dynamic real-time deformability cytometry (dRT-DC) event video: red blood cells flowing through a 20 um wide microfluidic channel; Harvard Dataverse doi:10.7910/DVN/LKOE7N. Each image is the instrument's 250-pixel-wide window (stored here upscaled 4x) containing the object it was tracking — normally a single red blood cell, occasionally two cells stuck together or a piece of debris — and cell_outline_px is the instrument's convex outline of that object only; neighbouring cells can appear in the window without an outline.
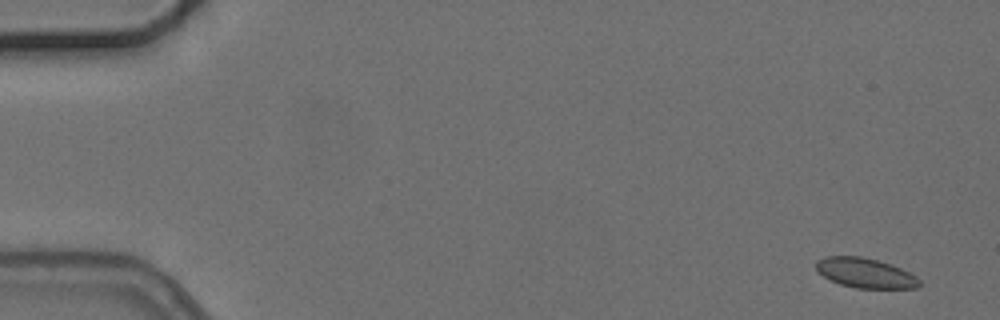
{"species": "common noctule bat (a hibernating species)", "species_latin": "Nyctalus noctula", "temperature_condition": "cold", "stored_images_in_passage": 5, "camera_frame_rate_fps": 3000, "um_per_image_px": 0.085, "animal": {"sex": "female", "body_mass_g": 24.6, "forearm_length_mm": 56.2}, "frame": {"image": 1, "passage_image": 1, "time_ms": 0.0, "image_size_px": [1000, 320], "cell_outline_px": [[920, 284], [916, 288], [856, 288], [840, 284], [824, 276], [816, 268], [816, 260], [824, 256], [860, 256], [892, 264], [916, 276], [920, 280]], "centroid_in_image_um": [73.55, 23.2], "position_along_channel_um": 11.5, "area_um2": 17.8}}
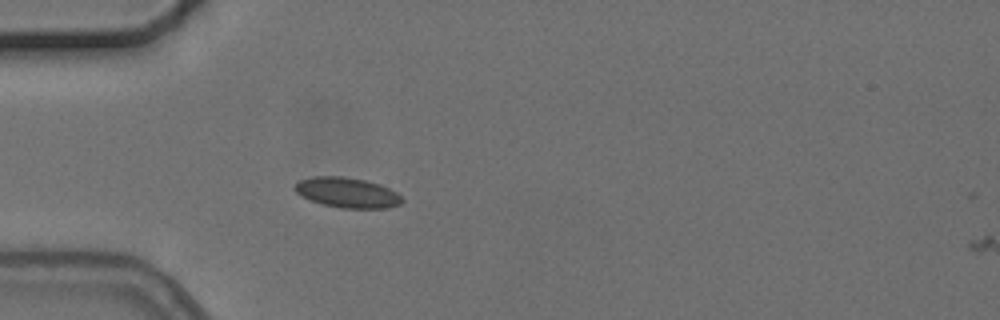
{"frame": {"image": 2, "passage_image": 5, "time_ms": 4.667, "image_size_px": [1000, 320], "cell_outline_px": [[404, 200], [400, 204], [384, 208], [340, 208], [324, 204], [312, 200], [296, 192], [292, 188], [300, 180], [312, 176], [344, 176], [364, 180], [380, 184], [396, 192]], "centroid_in_image_um": [29.51, 16.36], "position_along_channel_um": 55.5, "area_um2": 18.67}}